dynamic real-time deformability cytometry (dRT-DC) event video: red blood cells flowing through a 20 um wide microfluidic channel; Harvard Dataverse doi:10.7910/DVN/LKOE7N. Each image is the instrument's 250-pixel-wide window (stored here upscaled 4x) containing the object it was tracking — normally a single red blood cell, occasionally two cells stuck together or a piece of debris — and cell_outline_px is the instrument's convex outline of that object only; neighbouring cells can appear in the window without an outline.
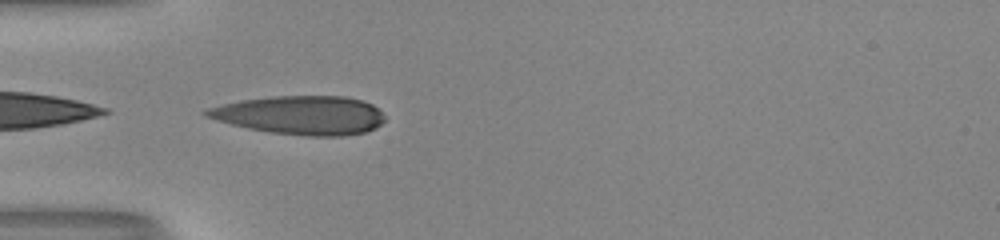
{"species": "human", "species_latin": "Homo sapiens", "temperature_condition": "room temperature", "stored_images_in_passage": 29, "camera_frame_rate_fps": 3000, "um_per_image_px": 0.085, "donor": {"sex": "male"}, "frame": {"image": 1, "passage_image": 1, "time_ms": 0.0, "image_size_px": [1000, 240], "cell_outline_px": [[384, 120], [376, 128], [364, 132], [344, 136], [308, 136], [272, 132], [248, 128], [232, 124], [208, 116], [200, 112], [208, 108], [240, 100], [276, 96], [344, 96], [360, 100], [372, 104], [384, 116]], "centroid_in_image_um": [25.58, 9.79], "position_along_channel_um": 59.4, "area_um2": 39.77}, "authors_computed_cell_mechanics": {"area_um2": 38.0324, "velocity_mm_per_s": 4.0744, "shape_relaxation_time_tau1_ms": 6.2962, "shape_relaxation_time_tau2_ms": 1.0685, "deformation_change_tau1": 0.2798, "deformation_change_tau2": 0.0672}}